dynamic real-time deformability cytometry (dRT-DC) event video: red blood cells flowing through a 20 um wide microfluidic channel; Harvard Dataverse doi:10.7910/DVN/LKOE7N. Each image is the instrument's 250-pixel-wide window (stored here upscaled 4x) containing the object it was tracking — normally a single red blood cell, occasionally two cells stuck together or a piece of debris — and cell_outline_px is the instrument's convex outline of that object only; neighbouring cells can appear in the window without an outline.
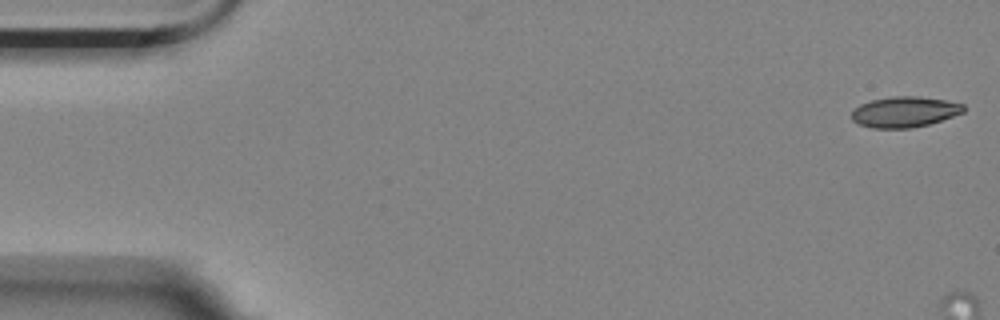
{"species": "Egyptian fruit bat (a non-hibernating species)", "species_latin": "Rousettus aegyptiacus", "temperature_condition": "room temperature", "stored_images_in_passage": 7, "camera_frame_rate_fps": 3000, "um_per_image_px": 0.085, "animal": {"sex": "female"}, "frame": {"image": 1, "passage_image": 1, "time_ms": 0.0, "image_size_px": [1000, 320], "cell_outline_px": [[964, 112], [928, 124], [912, 128], [872, 128], [860, 124], [852, 120], [852, 112], [860, 104], [872, 100], [892, 96], [916, 96], [944, 100], [964, 104]], "centroid_in_image_um": [76.88, 9.51], "position_along_channel_um": 8.1, "area_um2": 19.77}}